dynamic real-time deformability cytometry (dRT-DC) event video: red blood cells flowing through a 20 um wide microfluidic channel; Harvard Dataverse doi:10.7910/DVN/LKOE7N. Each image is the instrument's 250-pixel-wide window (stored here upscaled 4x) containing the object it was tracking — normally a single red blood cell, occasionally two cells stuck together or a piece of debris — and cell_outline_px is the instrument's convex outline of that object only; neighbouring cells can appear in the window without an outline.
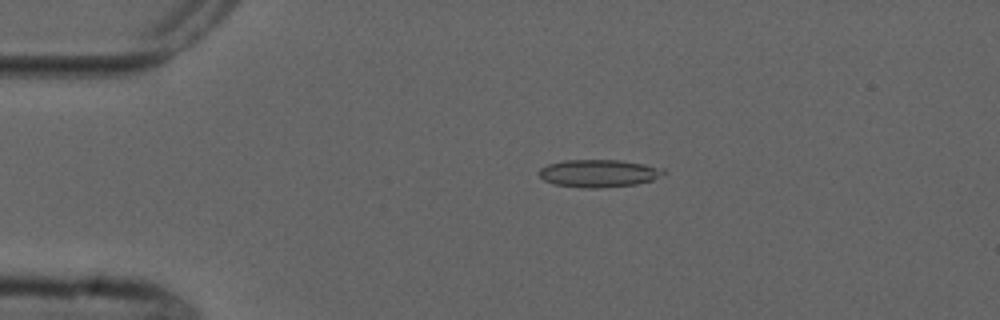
{"species": "common noctule bat (a hibernating species)", "species_latin": "Nyctalus noctula", "temperature_condition": "cold", "stored_images_in_passage": 3, "camera_frame_rate_fps": 3000, "um_per_image_px": 0.085, "animal": {"sex": "male", "forearm_length_mm": 52.5}, "frame": {"image": 1, "passage_image": 2, "time_ms": 1.333, "image_size_px": [1000, 320], "cell_outline_px": [[668, 172], [652, 180], [636, 184], [600, 188], [588, 188], [556, 184], [544, 180], [540, 176], [540, 168], [548, 164], [564, 160], [620, 160], [644, 164], [664, 168]], "centroid_in_image_um": [50.94, 14.72], "position_along_channel_um": 34.1, "area_um2": 19.94}}